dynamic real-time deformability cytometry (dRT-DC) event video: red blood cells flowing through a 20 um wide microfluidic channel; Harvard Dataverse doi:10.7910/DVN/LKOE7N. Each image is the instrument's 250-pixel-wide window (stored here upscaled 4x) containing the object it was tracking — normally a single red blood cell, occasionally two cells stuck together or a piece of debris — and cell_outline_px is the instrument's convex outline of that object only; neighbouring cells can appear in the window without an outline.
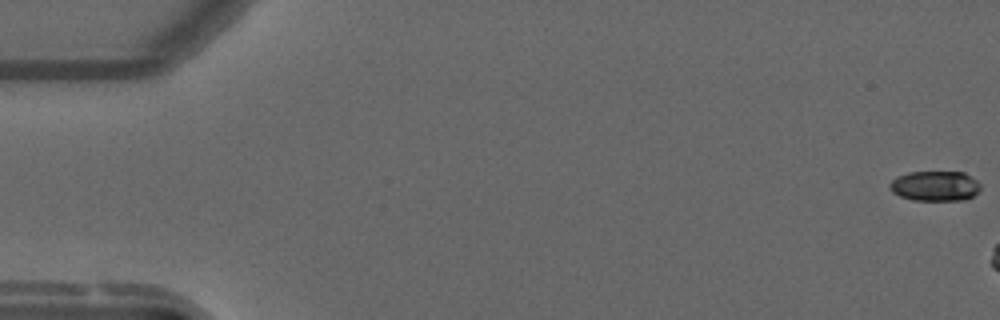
{"species": "common noctule bat (a hibernating species)", "species_latin": "Nyctalus noctula", "temperature_condition": "warm", "stored_images_in_passage": 7, "camera_frame_rate_fps": 3000, "um_per_image_px": 0.085, "animal": {"sex": "male", "forearm_length_mm": 52.5}, "frame": {"image": 1, "passage_image": 1, "time_ms": 0.0, "image_size_px": [1000, 320], "cell_outline_px": [[980, 188], [972, 196], [964, 200], [912, 200], [900, 196], [892, 192], [888, 188], [888, 184], [896, 176], [908, 172], [964, 172], [976, 180], [980, 184]], "centroid_in_image_um": [79.43, 15.8], "position_along_channel_um": 5.6, "area_um2": 15.95}}